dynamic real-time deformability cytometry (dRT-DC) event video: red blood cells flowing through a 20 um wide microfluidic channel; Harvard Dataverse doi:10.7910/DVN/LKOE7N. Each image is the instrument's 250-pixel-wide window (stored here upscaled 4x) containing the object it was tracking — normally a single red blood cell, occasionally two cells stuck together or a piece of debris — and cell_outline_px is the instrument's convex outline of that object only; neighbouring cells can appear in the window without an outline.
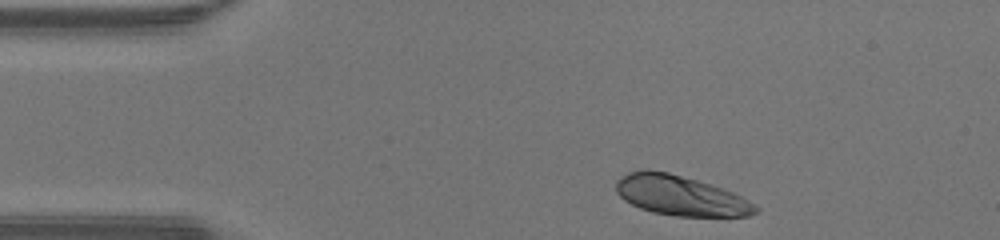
{"species": "human", "species_latin": "Homo sapiens", "temperature_condition": "warm", "stored_images_in_passage": 32, "camera_frame_rate_fps": 3000, "um_per_image_px": 0.085, "donor": {"sex": "male"}, "frame": {"image": 1, "passage_image": 1, "time_ms": 0.0, "image_size_px": [1000, 240], "cell_outline_px": [[760, 208], [756, 212], [748, 216], [676, 216], [652, 212], [640, 208], [624, 200], [616, 192], [616, 180], [620, 176], [628, 172], [640, 168], [648, 168], [668, 172], [712, 184], [736, 192]], "centroid_in_image_um": [57.82, 16.6], "position_along_channel_um": 27.2, "area_um2": 32.95}}
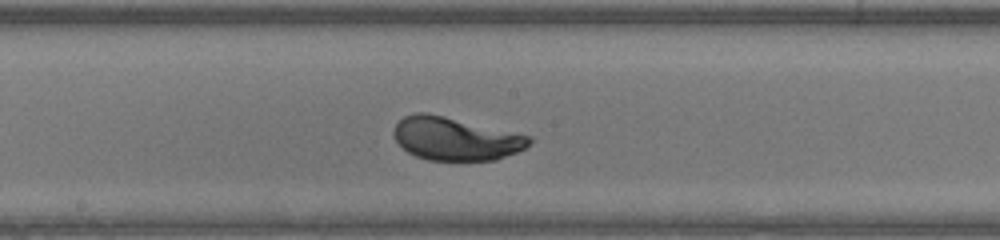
{"frame": {"image": 2, "passage_image": 18, "time_ms": 5.667, "image_size_px": [1000, 240], "cell_outline_px": [[532, 140], [524, 148], [516, 152], [496, 160], [428, 160], [416, 156], [408, 152], [396, 140], [392, 132], [396, 124], [404, 116], [416, 112], [424, 112], [444, 116], [532, 136]], "centroid_in_image_um": [38.71, 11.79], "position_along_channel_um": 209.5, "area_um2": 33.76}}
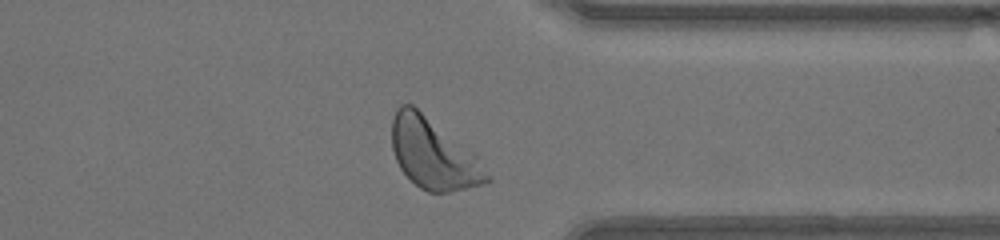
{"frame": {"image": 3, "passage_image": 30, "time_ms": 9.667, "image_size_px": [1000, 240], "cell_outline_px": [[492, 180], [468, 188], [448, 192], [428, 192], [420, 188], [400, 168], [396, 160], [392, 148], [392, 120], [396, 108], [400, 104], [412, 104], [476, 152], [492, 176]], "centroid_in_image_um": [36.88, 13.06], "position_along_channel_um": 374.5, "area_um2": 39.48}, "authors_computed_cell_mechanics": {"area_um2": 34.1887, "velocity_mm_per_s": 4.2932, "shape_relaxation_time_tau1_ms": 1.3627, "shape_relaxation_time_tau2_ms": null, "deformation_change_tau1": 0.1498, "deformation_change_tau2": null}}